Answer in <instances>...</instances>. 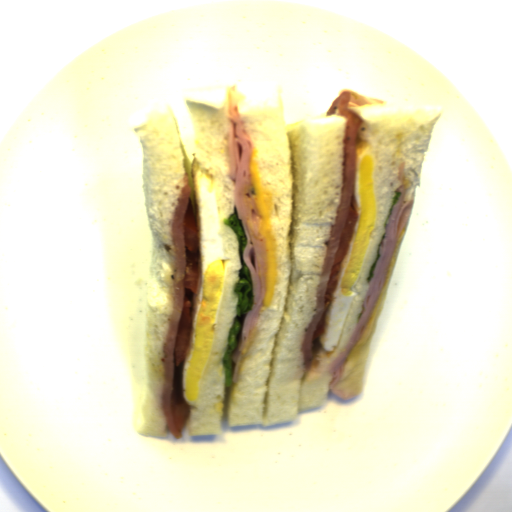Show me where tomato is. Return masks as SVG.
<instances>
[{
	"label": "tomato",
	"mask_w": 512,
	"mask_h": 512,
	"mask_svg": "<svg viewBox=\"0 0 512 512\" xmlns=\"http://www.w3.org/2000/svg\"><path fill=\"white\" fill-rule=\"evenodd\" d=\"M357 220L358 212L354 207L350 205L346 224L335 252L333 267L327 282L324 309L322 312L321 319L314 329L312 340H316L325 333L324 318L328 308L332 303V295L339 282V272L341 270V263L344 261L348 253L349 246L354 235V227L357 223Z\"/></svg>",
	"instance_id": "obj_2"
},
{
	"label": "tomato",
	"mask_w": 512,
	"mask_h": 512,
	"mask_svg": "<svg viewBox=\"0 0 512 512\" xmlns=\"http://www.w3.org/2000/svg\"><path fill=\"white\" fill-rule=\"evenodd\" d=\"M184 239V304L175 341L171 400L172 417L179 433L184 430L191 414L181 391V366L191 341L193 324L192 302L194 295H197L200 262L199 233L190 196L184 216Z\"/></svg>",
	"instance_id": "obj_1"
}]
</instances>
